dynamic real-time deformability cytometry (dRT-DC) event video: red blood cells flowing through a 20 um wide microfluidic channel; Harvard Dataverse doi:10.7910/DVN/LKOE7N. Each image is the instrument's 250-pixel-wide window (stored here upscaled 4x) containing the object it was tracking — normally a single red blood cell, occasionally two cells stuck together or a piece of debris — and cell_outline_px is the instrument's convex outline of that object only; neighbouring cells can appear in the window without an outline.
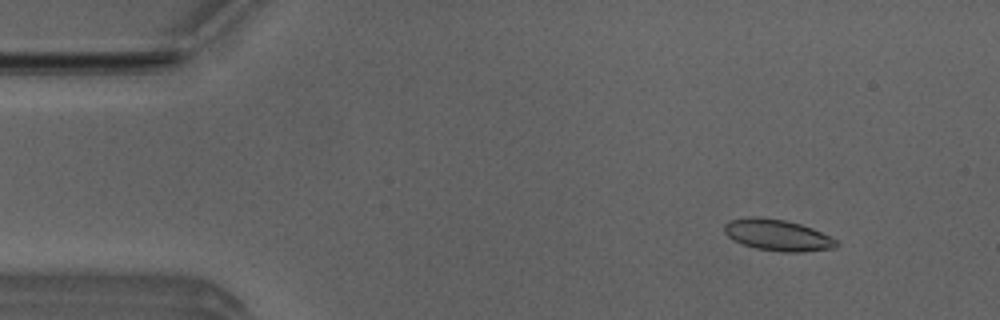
{"species": "Egyptian fruit bat (a non-hibernating species)", "species_latin": "Rousettus aegyptiacus", "temperature_condition": "room temperature", "stored_images_in_passage": 6, "camera_frame_rate_fps": 3000, "um_per_image_px": 0.085, "animal": {"sex": "male"}, "frame": {"image": 1, "passage_image": 2, "time_ms": 0.333, "image_size_px": [1000, 320], "cell_outline_px": [[840, 244], [836, 248], [804, 252], [780, 252], [756, 248], [732, 240], [724, 232], [724, 224], [728, 220], [752, 216], [760, 216], [784, 220], [800, 224], [812, 228], [836, 240]], "centroid_in_image_um": [66.07, 19.98], "position_along_channel_um": 18.9, "area_um2": 20.58}}